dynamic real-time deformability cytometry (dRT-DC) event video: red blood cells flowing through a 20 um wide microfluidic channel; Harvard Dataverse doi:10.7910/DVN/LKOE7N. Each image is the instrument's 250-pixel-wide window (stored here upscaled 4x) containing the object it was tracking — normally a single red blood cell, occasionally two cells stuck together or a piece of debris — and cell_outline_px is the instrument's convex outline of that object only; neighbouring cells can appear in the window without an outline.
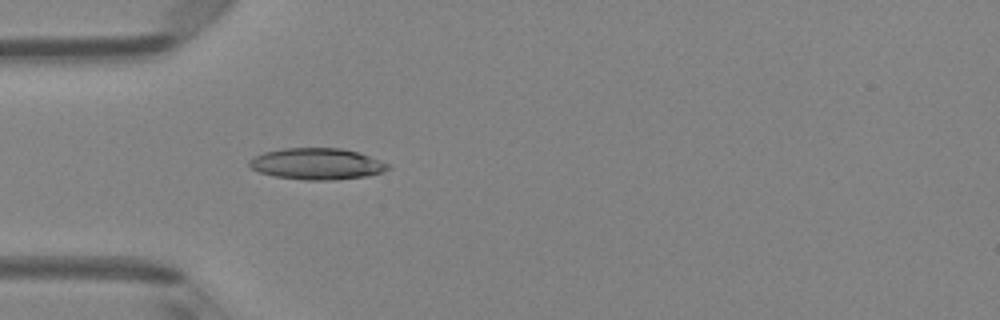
{"species": "Egyptian fruit bat (a non-hibernating species)", "species_latin": "Rousettus aegyptiacus", "temperature_condition": "room temperature", "stored_images_in_passage": 4, "camera_frame_rate_fps": 3000, "um_per_image_px": 0.085, "animal": {"sex": "female"}, "frame": {"image": 1, "passage_image": 4, "time_ms": 1.0, "image_size_px": [1000, 320], "cell_outline_px": [[392, 168], [384, 172], [368, 176], [336, 180], [304, 180], [276, 176], [260, 172], [252, 168], [248, 164], [248, 160], [264, 152], [284, 148], [340, 148], [360, 152], [388, 164]], "centroid_in_image_um": [26.98, 13.93], "position_along_channel_um": 58.0, "area_um2": 25.43}}